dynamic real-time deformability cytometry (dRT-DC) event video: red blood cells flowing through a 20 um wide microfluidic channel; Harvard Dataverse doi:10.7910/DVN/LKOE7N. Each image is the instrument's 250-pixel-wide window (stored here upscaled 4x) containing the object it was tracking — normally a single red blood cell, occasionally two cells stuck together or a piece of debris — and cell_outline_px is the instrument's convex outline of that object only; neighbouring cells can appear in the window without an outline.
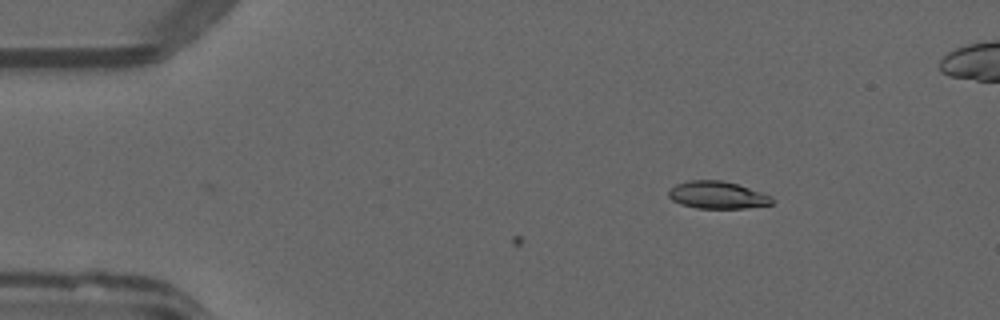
{"species": "common noctule bat (a hibernating species)", "species_latin": "Nyctalus noctula", "temperature_condition": "warm", "stored_images_in_passage": 2, "camera_frame_rate_fps": 3000, "um_per_image_px": 0.085, "animal": {"sex": "male", "forearm_length_mm": 52.5}, "frame": {"image": 1, "passage_image": 2, "time_ms": 0.333, "image_size_px": [1000, 320], "cell_outline_px": [[772, 204], [744, 208], [696, 208], [680, 204], [672, 200], [668, 196], [668, 192], [676, 184], [688, 180], [720, 180], [736, 184], [772, 196]], "centroid_in_image_um": [60.94, 16.58], "position_along_channel_um": 24.1, "area_um2": 16.3}}